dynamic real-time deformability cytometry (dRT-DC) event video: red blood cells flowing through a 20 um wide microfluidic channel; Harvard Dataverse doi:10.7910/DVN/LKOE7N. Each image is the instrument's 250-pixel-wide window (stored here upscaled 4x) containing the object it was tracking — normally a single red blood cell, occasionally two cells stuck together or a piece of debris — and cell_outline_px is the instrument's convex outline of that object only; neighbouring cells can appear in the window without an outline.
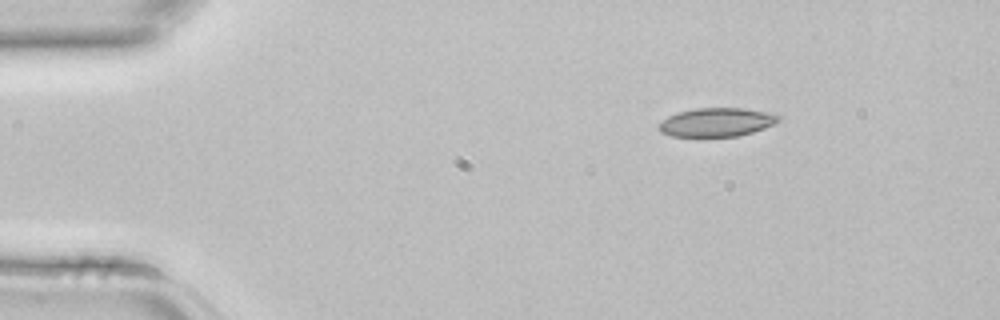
{"species": "common noctule bat (a hibernating species)", "species_latin": "Nyctalus noctula", "temperature_condition": "room temperature", "stored_images_in_passage": 2, "camera_frame_rate_fps": 3000, "um_per_image_px": 0.085, "animal": {"sex": "female", "body_mass_g": 22.7, "forearm_length_mm": 54.2}, "frame": {"image": 1, "passage_image": 1, "time_ms": 0.0, "image_size_px": [1000, 320], "cell_outline_px": [[780, 120], [776, 124], [740, 136], [672, 136], [660, 132], [656, 128], [656, 124], [668, 116], [680, 112], [696, 108], [744, 108], [764, 112], [780, 116]], "centroid_in_image_um": [60.88, 10.39], "position_along_channel_um": 24.1, "area_um2": 20.0}}